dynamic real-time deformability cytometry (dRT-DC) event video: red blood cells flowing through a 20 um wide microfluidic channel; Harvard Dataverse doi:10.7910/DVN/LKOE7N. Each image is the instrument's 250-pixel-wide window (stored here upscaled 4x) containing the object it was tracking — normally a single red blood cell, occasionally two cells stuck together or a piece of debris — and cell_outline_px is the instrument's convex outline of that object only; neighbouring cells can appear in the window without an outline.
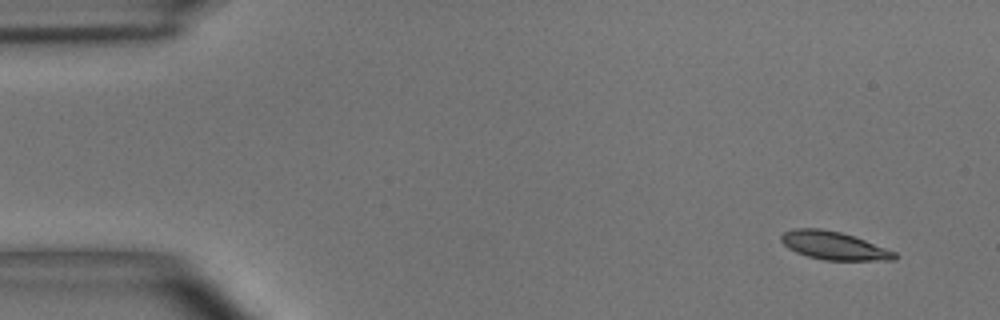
{"species": "common noctule bat (a hibernating species)", "species_latin": "Nyctalus noctula", "temperature_condition": "room temperature", "stored_images_in_passage": 8, "camera_frame_rate_fps": 3000, "um_per_image_px": 0.085, "animal": {"sex": "male", "body_mass_g": 15.6}, "frame": {"image": 1, "passage_image": 1, "time_ms": 0.0, "image_size_px": [1000, 320], "cell_outline_px": [[900, 256], [896, 260], [824, 260], [808, 256], [796, 252], [788, 248], [780, 240], [780, 236], [784, 232], [796, 228], [820, 228], [840, 232], [864, 240], [896, 252]], "centroid_in_image_um": [70.88, 20.88], "position_along_channel_um": 14.1, "area_um2": 18.5}}
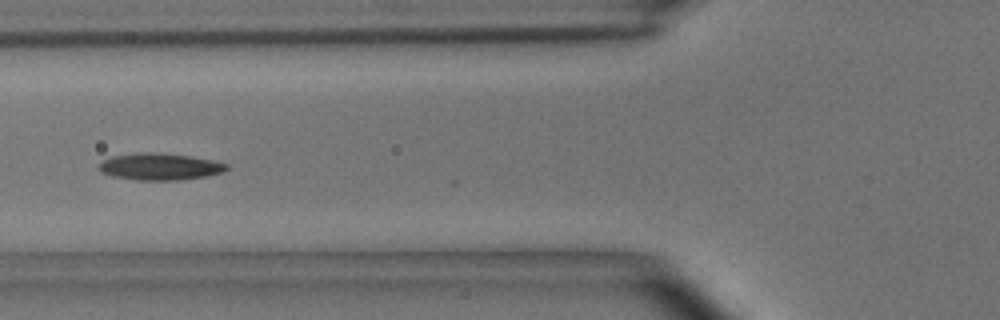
{"frame": {"image": 2, "passage_image": 6, "time_ms": 1.667, "image_size_px": [1000, 320], "cell_outline_px": [[228, 168], [224, 172], [208, 176], [180, 180], [136, 180], [112, 176], [100, 172], [96, 168], [96, 164], [112, 156], [140, 152], [152, 152], [192, 156], [212, 160], [228, 164]], "centroid_in_image_um": [13.56, 14.17], "position_along_channel_um": 112.2, "area_um2": 20.23}}